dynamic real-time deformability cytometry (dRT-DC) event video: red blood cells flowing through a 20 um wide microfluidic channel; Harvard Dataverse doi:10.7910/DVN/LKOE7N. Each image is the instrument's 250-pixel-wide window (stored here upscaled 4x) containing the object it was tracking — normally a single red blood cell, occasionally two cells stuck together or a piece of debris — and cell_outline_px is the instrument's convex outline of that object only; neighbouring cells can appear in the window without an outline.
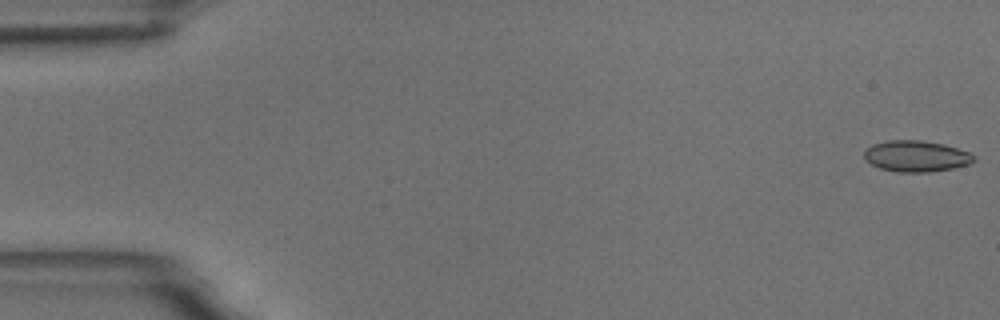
{"species": "common noctule bat (a hibernating species)", "species_latin": "Nyctalus noctula", "temperature_condition": "room temperature", "stored_images_in_passage": 58, "camera_frame_rate_fps": 3000, "um_per_image_px": 0.085, "animal": {"sex": "male", "body_mass_g": 18.8}, "frame": {"image": 1, "passage_image": 1, "time_ms": 0.0, "image_size_px": [1000, 320], "cell_outline_px": [[976, 160], [972, 164], [952, 168], [928, 172], [896, 172], [880, 168], [864, 160], [864, 152], [872, 144], [888, 140], [920, 140], [944, 144], [968, 152], [976, 156]], "centroid_in_image_um": [77.89, 13.28], "position_along_channel_um": 7.1, "area_um2": 20.0}}
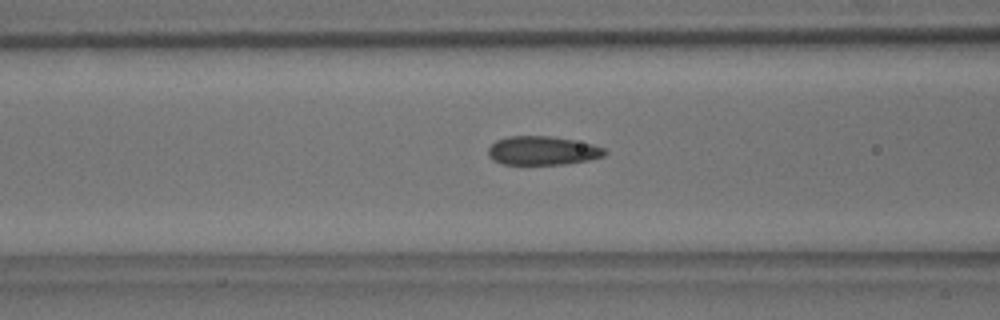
{"frame": {"image": 2, "passage_image": 23, "time_ms": 7.333, "image_size_px": [1000, 320], "cell_outline_px": [[608, 152], [604, 156], [588, 160], [564, 164], [500, 164], [492, 160], [488, 156], [488, 148], [496, 140], [508, 136], [548, 136], [572, 140], [592, 144], [604, 148]], "centroid_in_image_um": [46.08, 12.81], "position_along_channel_um": 120.5, "area_um2": 19.54}}
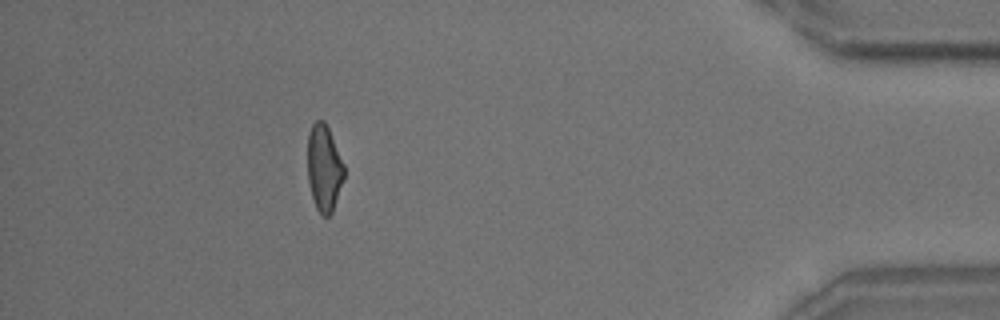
{"frame": {"image": 3, "passage_image": 52, "time_ms": 17.0, "image_size_px": [1000, 320], "cell_outline_px": [[344, 176], [332, 212], [328, 216], [324, 216], [316, 208], [312, 196], [308, 180], [308, 136], [312, 124], [316, 120], [324, 120], [328, 128], [344, 164]], "centroid_in_image_um": [27.54, 14.26], "position_along_channel_um": 407.7, "area_um2": 18.09}, "authors_computed_cell_mechanics": {"area_um2": 19.8254, "velocity_mm_per_s": 3.5035, "shape_relaxation_time_tau1_ms": 6.135, "shape_relaxation_time_tau2_ms": 1.4567, "deformation_change_tau1": 0.1356, "deformation_change_tau2": 0.0925}}